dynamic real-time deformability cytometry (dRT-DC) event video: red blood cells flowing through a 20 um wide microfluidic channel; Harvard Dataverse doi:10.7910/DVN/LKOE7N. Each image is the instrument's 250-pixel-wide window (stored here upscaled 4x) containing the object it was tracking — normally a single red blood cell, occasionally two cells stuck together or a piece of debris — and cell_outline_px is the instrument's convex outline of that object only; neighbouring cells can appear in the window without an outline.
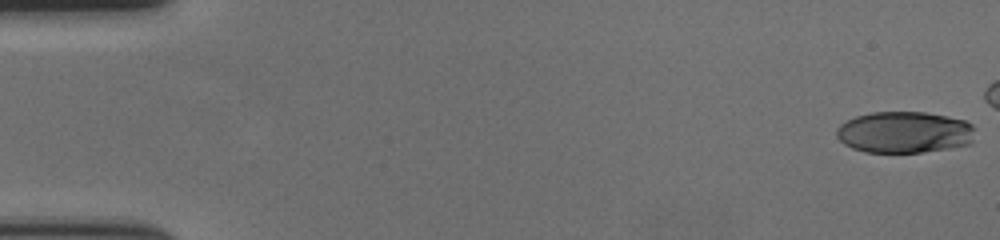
{"species": "human", "species_latin": "Homo sapiens", "temperature_condition": "cold", "stored_images_in_passage": 53, "camera_frame_rate_fps": 3000, "um_per_image_px": 0.085, "donor": {"sex": "female"}, "frame": {"image": 1, "passage_image": 1, "time_ms": 0.0, "image_size_px": [1000, 240], "cell_outline_px": [[976, 128], [972, 144], [948, 148], [920, 152], [864, 152], [852, 148], [844, 144], [836, 136], [836, 128], [840, 124], [856, 116], [872, 112], [924, 112], [948, 116], [964, 120], [972, 124]], "centroid_in_image_um": [76.9, 11.24], "position_along_channel_um": 8.1, "area_um2": 33.76}}
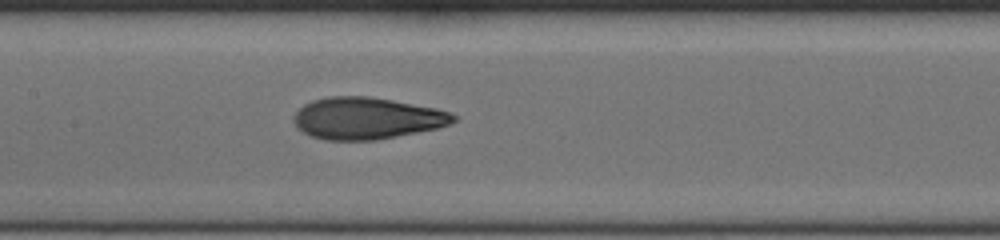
{"frame": {"image": 2, "passage_image": 29, "time_ms": 9.333, "image_size_px": [1000, 240], "cell_outline_px": [[456, 120], [448, 124], [436, 128], [376, 140], [324, 140], [312, 136], [304, 132], [292, 120], [292, 116], [304, 104], [312, 100], [328, 96], [368, 96], [392, 100], [436, 108], [452, 112], [456, 116]], "centroid_in_image_um": [31.16, 10.04], "position_along_channel_um": 176.2, "area_um2": 38.73}}
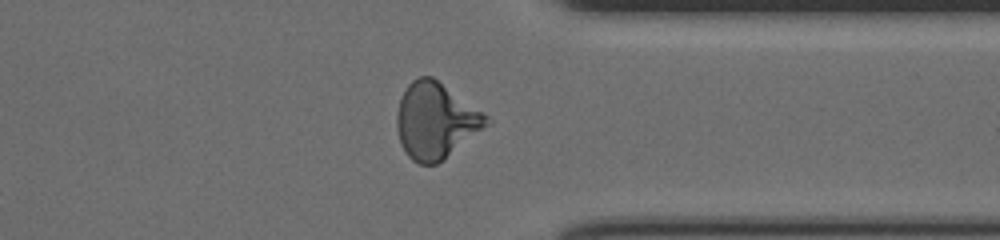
{"frame": {"image": 3, "passage_image": 46, "time_ms": 15.0, "image_size_px": [1000, 240], "cell_outline_px": [[492, 124], [436, 164], [420, 164], [412, 160], [404, 152], [400, 144], [396, 128], [396, 112], [400, 100], [408, 84], [412, 80], [420, 76], [432, 76], [488, 116], [492, 120]], "centroid_in_image_um": [37.02, 10.27], "position_along_channel_um": 374.4, "area_um2": 39.71}, "authors_computed_cell_mechanics": {"area_um2": 37.281, "velocity_mm_per_s": 3.5642, "shape_relaxation_time_tau1_ms": 5.7425, "shape_relaxation_time_tau2_ms": 1.3786, "deformation_change_tau1": 0.2245, "deformation_change_tau2": 0.0814}}